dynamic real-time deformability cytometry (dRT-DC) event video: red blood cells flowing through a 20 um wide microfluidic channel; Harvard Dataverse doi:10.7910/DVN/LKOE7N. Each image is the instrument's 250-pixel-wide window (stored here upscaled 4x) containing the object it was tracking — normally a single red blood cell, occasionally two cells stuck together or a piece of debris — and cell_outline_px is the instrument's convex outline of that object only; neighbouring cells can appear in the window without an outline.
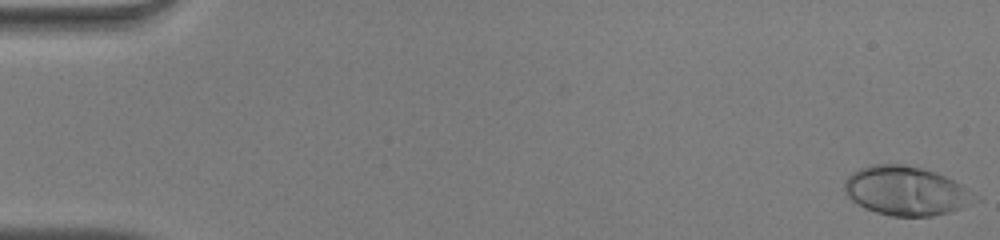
{"species": "human", "species_latin": "Homo sapiens", "temperature_condition": "warm", "stored_images_in_passage": 51, "camera_frame_rate_fps": 3000, "um_per_image_px": 0.085, "donor": {"sex": "male"}, "frame": {"image": 1, "passage_image": 1, "time_ms": 0.0, "image_size_px": [1000, 240], "cell_outline_px": [[972, 196], [960, 208], [948, 212], [932, 216], [892, 216], [876, 212], [864, 208], [852, 200], [844, 192], [844, 184], [848, 176], [852, 172], [860, 168], [872, 164], [900, 164], [920, 168], [944, 176], [960, 184]], "centroid_in_image_um": [76.86, 16.22], "position_along_channel_um": 8.1, "area_um2": 36.13}}
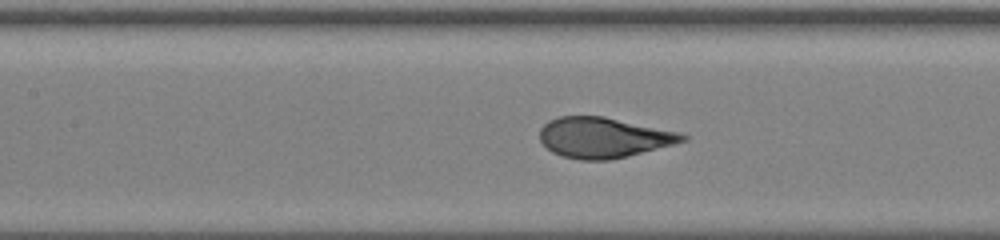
{"frame": {"image": 2, "passage_image": 24, "time_ms": 7.667, "image_size_px": [1000, 240], "cell_outline_px": [[688, 140], [628, 156], [608, 160], [580, 160], [564, 156], [552, 152], [540, 140], [540, 128], [548, 120], [560, 116], [604, 116], [680, 132], [688, 136]], "centroid_in_image_um": [51.3, 11.68], "position_along_channel_um": 156.1, "area_um2": 33.52}}
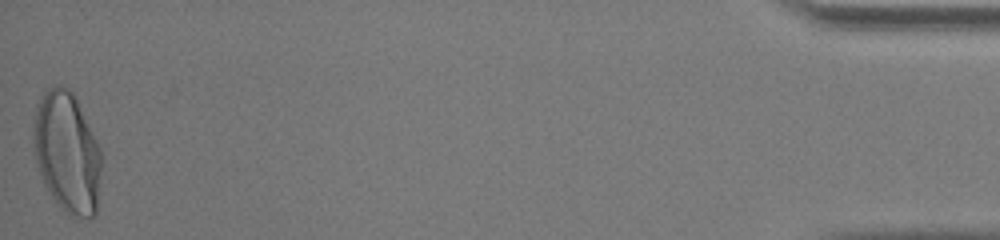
{"frame": {"image": 3, "passage_image": 51, "time_ms": 16.667, "image_size_px": [1000, 240], "cell_outline_px": [[100, 172], [96, 216], [72, 216], [64, 212], [60, 208], [44, 184], [32, 148], [32, 120], [36, 104], [44, 88], [52, 84], [60, 84], [68, 88], [76, 96], [100, 148]], "centroid_in_image_um": [5.65, 12.87], "position_along_channel_um": 429.6, "area_um2": 48.49}, "authors_computed_cell_mechanics": {"area_um2": 34.3332, "velocity_mm_per_s": 4.0765, "shape_relaxation_time_tau1_ms": 4.3557, "shape_relaxation_time_tau2_ms": null, "deformation_change_tau1": 0.2536, "deformation_change_tau2": null}}